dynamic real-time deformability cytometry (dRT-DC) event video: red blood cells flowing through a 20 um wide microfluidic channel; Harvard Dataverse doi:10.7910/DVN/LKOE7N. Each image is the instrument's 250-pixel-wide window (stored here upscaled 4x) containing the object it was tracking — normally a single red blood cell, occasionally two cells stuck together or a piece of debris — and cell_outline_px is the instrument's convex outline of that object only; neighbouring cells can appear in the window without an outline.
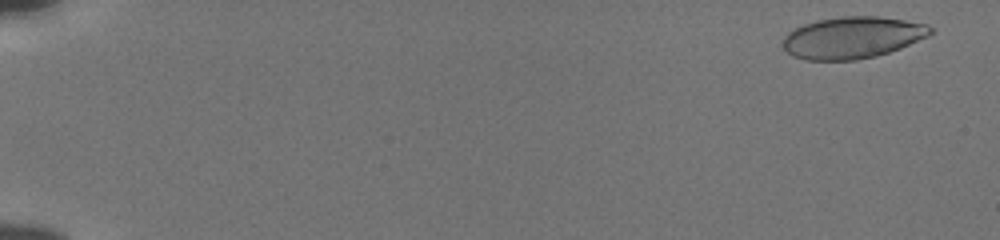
{"species": "human", "species_latin": "Homo sapiens", "temperature_condition": "cold", "stored_images_in_passage": 55, "camera_frame_rate_fps": 3000, "um_per_image_px": 0.085, "donor": {"sex": "male"}, "frame": {"image": 1, "passage_image": 3, "time_ms": 0.667, "image_size_px": [1000, 240], "cell_outline_px": [[932, 32], [928, 36], [900, 48], [876, 56], [856, 60], [804, 60], [792, 56], [784, 48], [784, 36], [788, 32], [804, 24], [816, 20], [840, 16], [876, 16], [904, 20], [928, 24], [932, 28]], "centroid_in_image_um": [72.45, 3.19], "position_along_channel_um": 12.6, "area_um2": 35.84}}
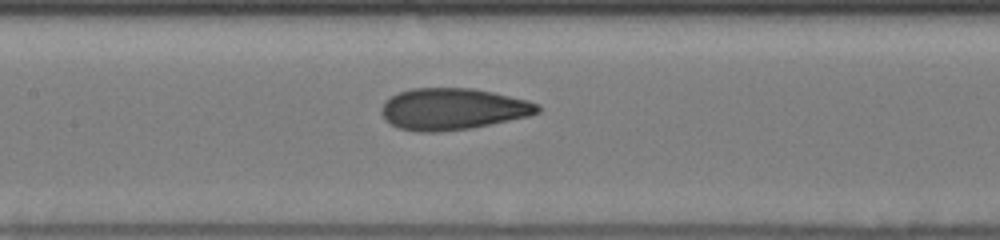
{"frame": {"image": 2, "passage_image": 29, "time_ms": 9.333, "image_size_px": [1000, 240], "cell_outline_px": [[540, 112], [532, 116], [472, 128], [440, 132], [416, 132], [400, 128], [392, 124], [380, 112], [380, 108], [384, 100], [400, 92], [412, 88], [472, 88], [492, 92], [528, 100], [540, 104]], "centroid_in_image_um": [38.52, 9.27], "position_along_channel_um": 168.9, "area_um2": 38.09}}
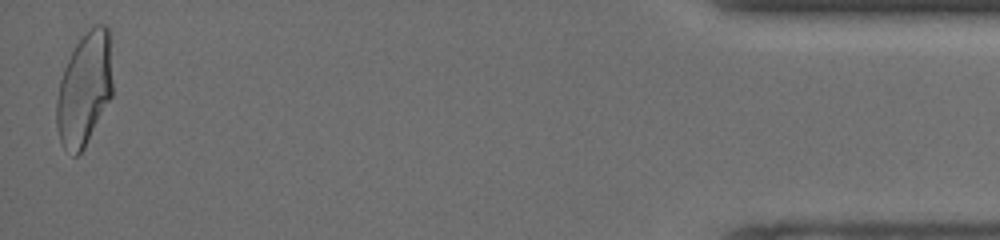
{"frame": {"image": 3, "passage_image": 55, "time_ms": 18.0, "image_size_px": [1000, 240], "cell_outline_px": [[112, 96], [84, 148], [76, 156], [72, 156], [64, 148], [60, 140], [56, 128], [56, 100], [60, 80], [64, 68], [76, 44], [96, 24], [104, 24], [112, 32]], "centroid_in_image_um": [7.2, 7.56], "position_along_channel_um": 428.0, "area_um2": 37.28}, "authors_computed_cell_mechanics": {"area_um2": 36.6452, "velocity_mm_per_s": 3.8446, "shape_relaxation_time_tau1_ms": 9.4763, "shape_relaxation_time_tau2_ms": 0.985, "deformation_change_tau1": 0.231, "deformation_change_tau2": 0.0648}}